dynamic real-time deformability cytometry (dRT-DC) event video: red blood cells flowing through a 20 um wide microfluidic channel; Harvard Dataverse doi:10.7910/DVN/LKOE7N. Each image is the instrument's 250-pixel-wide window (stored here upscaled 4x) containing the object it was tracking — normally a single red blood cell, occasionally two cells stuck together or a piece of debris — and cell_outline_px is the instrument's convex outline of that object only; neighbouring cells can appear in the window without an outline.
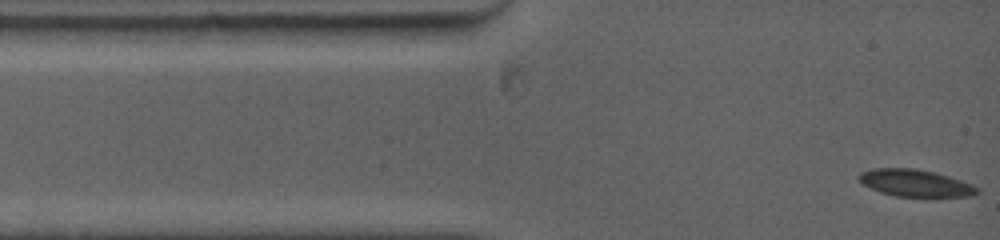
{"species": "common noctule bat (a hibernating species)", "species_latin": "Nyctalus noctula", "temperature_condition": "warm", "stored_images_in_passage": 19, "camera_frame_rate_fps": 5000, "um_per_image_px": 0.085, "animal": {"sex": "female", "body_mass_g": 19.0, "forearm_length_mm": 53.3}, "frame": {"image": 1, "passage_image": 1, "time_ms": 0.0, "image_size_px": [1000, 240], "cell_outline_px": [[980, 192], [972, 196], [896, 196], [880, 192], [864, 184], [860, 180], [860, 172], [872, 168], [916, 168], [948, 176], [972, 184], [980, 188]], "centroid_in_image_um": [77.83, 15.55], "position_along_channel_um": 7.2, "area_um2": 18.38}}
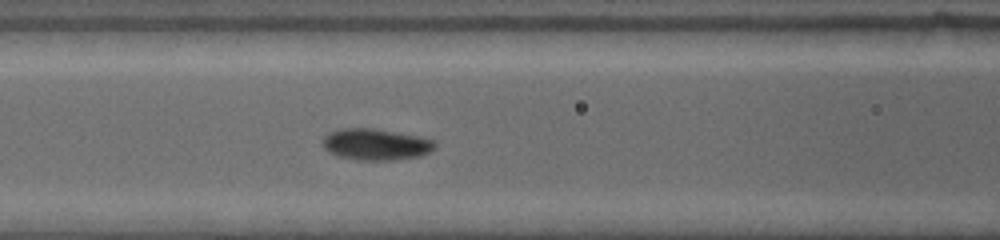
{"frame": {"image": 2, "passage_image": 11, "time_ms": 4.4, "image_size_px": [1000, 240], "cell_outline_px": [[436, 148], [432, 152], [420, 156], [392, 160], [360, 160], [336, 156], [328, 152], [324, 148], [320, 140], [324, 136], [340, 128], [372, 128], [420, 136], [436, 140]], "centroid_in_image_um": [31.96, 12.27], "position_along_channel_um": 134.6, "area_um2": 20.87}}
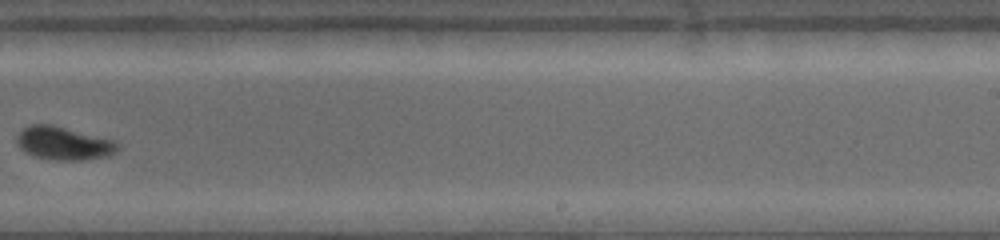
{"frame": {"image": 3, "passage_image": 19, "time_ms": 8.2, "image_size_px": [1000, 240], "cell_outline_px": [[120, 148], [116, 152], [108, 156], [84, 160], [52, 160], [36, 156], [24, 152], [20, 148], [16, 140], [16, 136], [24, 128], [32, 124], [52, 124], [116, 140], [120, 144]], "centroid_in_image_um": [5.45, 12.18], "position_along_channel_um": 283.5, "area_um2": 19.77}}